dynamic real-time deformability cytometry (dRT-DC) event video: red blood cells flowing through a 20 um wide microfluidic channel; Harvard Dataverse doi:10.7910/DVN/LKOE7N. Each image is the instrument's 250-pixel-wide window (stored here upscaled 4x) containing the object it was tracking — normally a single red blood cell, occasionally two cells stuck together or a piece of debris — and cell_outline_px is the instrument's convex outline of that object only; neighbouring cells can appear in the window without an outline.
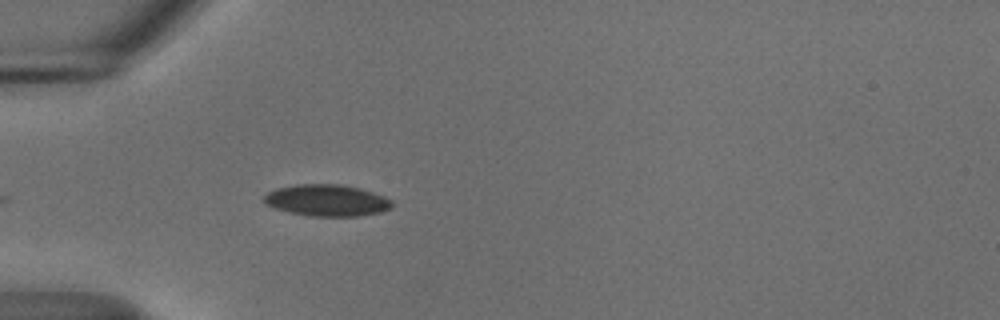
{"species": "common noctule bat (a hibernating species)", "species_latin": "Nyctalus noctula", "temperature_condition": "cold", "stored_images_in_passage": 37, "camera_frame_rate_fps": 3000, "um_per_image_px": 0.085, "animal": {"sex": "male", "body_mass_g": 18.8}, "frame": {"image": 1, "passage_image": 1, "time_ms": 0.0, "image_size_px": [1000, 320], "cell_outline_px": [[392, 208], [380, 212], [356, 216], [312, 216], [288, 212], [264, 204], [264, 196], [268, 192], [276, 188], [296, 184], [340, 184], [360, 188], [384, 196], [392, 200]], "centroid_in_image_um": [27.78, 17.02], "position_along_channel_um": 57.2, "area_um2": 23.58}}
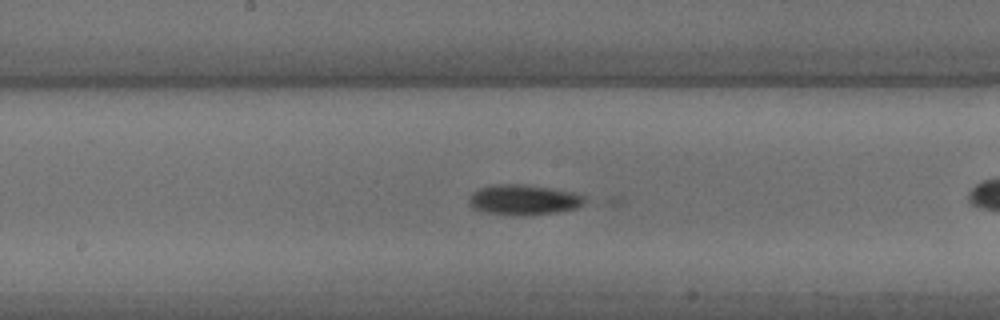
{"frame": {"image": 2, "passage_image": 10, "time_ms": 3.0, "image_size_px": [1000, 320], "cell_outline_px": [[588, 200], [576, 208], [556, 212], [520, 216], [516, 216], [488, 212], [472, 208], [468, 204], [468, 196], [472, 192], [480, 188], [492, 184], [524, 184], [576, 192], [584, 196]], "centroid_in_image_um": [44.5, 16.97], "position_along_channel_um": 203.7, "area_um2": 20.63}}
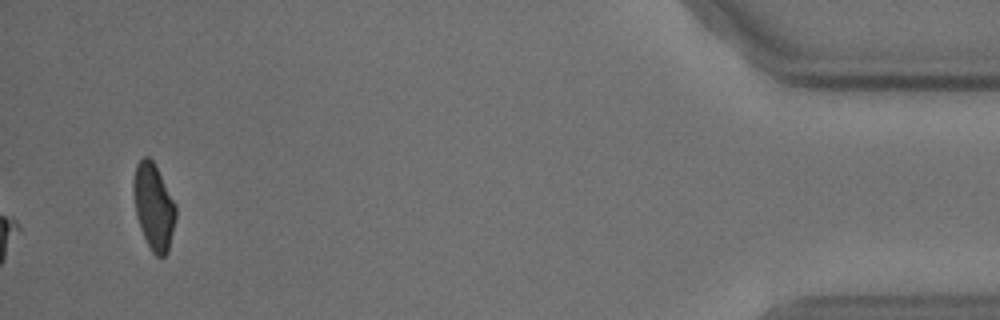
{"frame": {"image": 3, "passage_image": 37, "time_ms": 12.0, "image_size_px": [1000, 320], "cell_outline_px": [[176, 220], [168, 252], [164, 256], [156, 256], [152, 252], [140, 228], [136, 216], [132, 192], [132, 184], [136, 164], [144, 156], [148, 156], [152, 160], [176, 204]], "centroid_in_image_um": [13.05, 17.57], "position_along_channel_um": 422.1, "area_um2": 21.33}}